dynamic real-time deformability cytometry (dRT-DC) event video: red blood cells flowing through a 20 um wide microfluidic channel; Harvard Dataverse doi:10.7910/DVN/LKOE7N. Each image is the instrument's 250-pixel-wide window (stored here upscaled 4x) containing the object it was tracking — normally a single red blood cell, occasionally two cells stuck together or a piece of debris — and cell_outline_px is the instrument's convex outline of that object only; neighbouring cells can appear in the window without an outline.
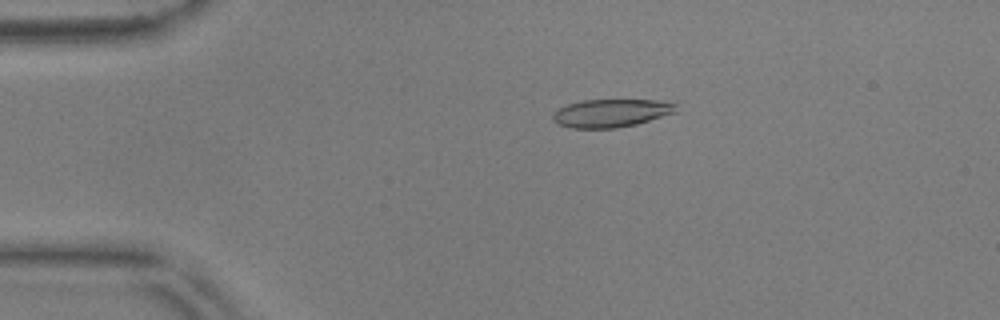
{"species": "common noctule bat (a hibernating species)", "species_latin": "Nyctalus noctula", "temperature_condition": "warm", "stored_images_in_passage": 46, "camera_frame_rate_fps": 3000, "um_per_image_px": 0.085, "animal": {"sex": "male", "body_mass_g": 17.9, "forearm_length_mm": 54.2}, "frame": {"image": 1, "passage_image": 2, "time_ms": 0.333, "image_size_px": [1000, 320], "cell_outline_px": [[676, 112], [636, 124], [616, 128], [572, 128], [560, 124], [552, 120], [552, 116], [556, 108], [568, 104], [584, 100], [656, 100], [676, 104]], "centroid_in_image_um": [51.91, 9.61], "position_along_channel_um": 33.1, "area_um2": 20.0}}
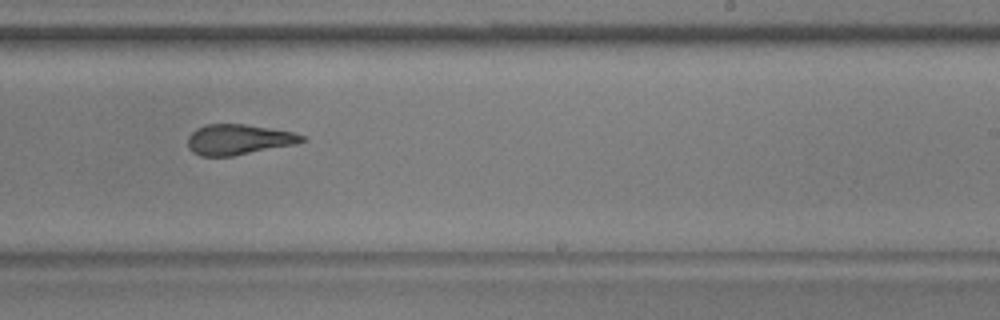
{"frame": {"image": 2, "passage_image": 25, "time_ms": 8.0, "image_size_px": [1000, 320], "cell_outline_px": [[308, 140], [292, 144], [232, 156], [200, 156], [192, 152], [188, 148], [188, 136], [196, 128], [208, 124], [244, 124], [292, 132], [304, 136]], "centroid_in_image_um": [20.22, 11.86], "position_along_channel_um": 268.8, "area_um2": 19.94}}
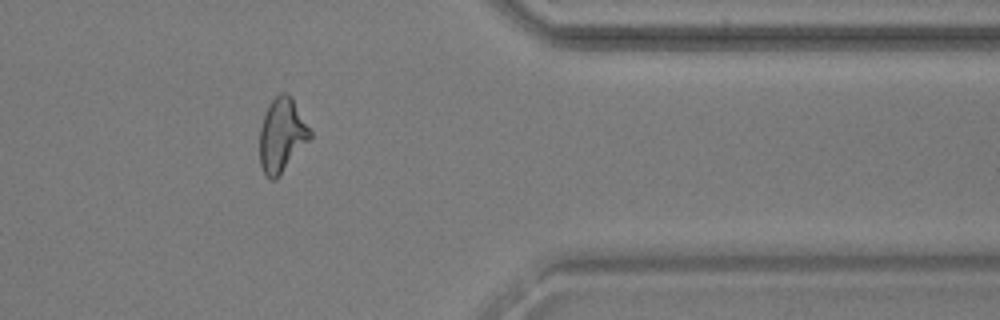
{"frame": {"image": 3, "passage_image": 36, "time_ms": 11.667, "image_size_px": [1000, 320], "cell_outline_px": [[312, 136], [276, 180], [268, 180], [264, 176], [260, 164], [260, 128], [268, 104], [280, 92], [288, 92], [292, 96], [312, 132]], "centroid_in_image_um": [23.95, 11.49], "position_along_channel_um": 387.5, "area_um2": 21.85}, "authors_computed_cell_mechanics": {"area_um2": 21.0392, "velocity_mm_per_s": 3.6682, "shape_relaxation_time_tau1_ms": 6.3734, "shape_relaxation_time_tau2_ms": 1.7608, "deformation_change_tau1": 0.2174, "deformation_change_tau2": 0.1181}}